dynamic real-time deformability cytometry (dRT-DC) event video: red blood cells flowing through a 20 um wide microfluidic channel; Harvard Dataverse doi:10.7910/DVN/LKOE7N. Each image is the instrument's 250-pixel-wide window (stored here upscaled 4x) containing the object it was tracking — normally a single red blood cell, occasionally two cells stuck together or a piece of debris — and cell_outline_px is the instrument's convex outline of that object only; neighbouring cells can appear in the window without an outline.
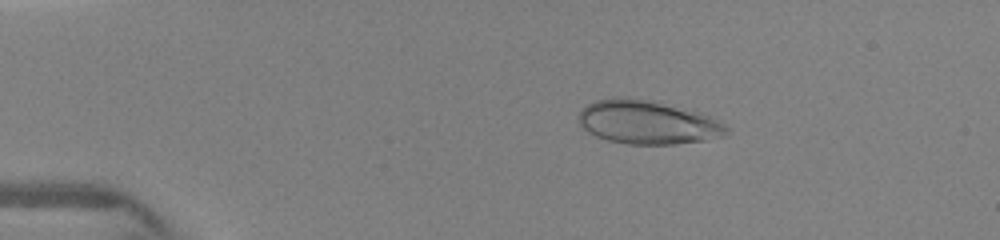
{"species": "human", "species_latin": "Homo sapiens", "temperature_condition": "warm", "stored_images_in_passage": 7, "camera_frame_rate_fps": 3000, "um_per_image_px": 0.085, "donor": {"sex": "female"}, "frame": {"image": 1, "passage_image": 2, "time_ms": 1.333, "image_size_px": [1000, 240], "cell_outline_px": [[728, 132], [720, 136], [708, 140], [676, 144], [628, 144], [608, 140], [596, 136], [588, 132], [580, 124], [576, 116], [588, 104], [596, 100], [612, 96], [628, 96], [652, 100], [696, 112], [708, 116], [724, 124], [728, 128]], "centroid_in_image_um": [54.98, 10.38], "position_along_channel_um": 30.0, "area_um2": 37.63}}
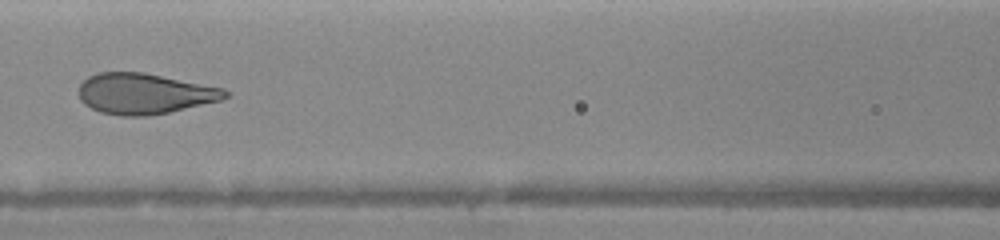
{"frame": {"image": 2, "passage_image": 6, "time_ms": 5.667, "image_size_px": [1000, 240], "cell_outline_px": [[228, 96], [220, 100], [168, 112], [148, 116], [120, 116], [100, 112], [84, 104], [80, 100], [80, 84], [88, 76], [100, 72], [144, 72], [224, 88], [228, 92]], "centroid_in_image_um": [12.26, 7.96], "position_along_channel_um": 154.3, "area_um2": 34.56}}
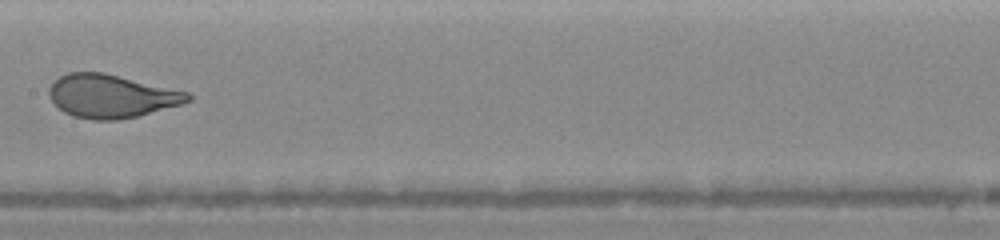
{"frame": {"image": 3, "passage_image": 7, "time_ms": 6.667, "image_size_px": [1000, 240], "cell_outline_px": [[192, 100], [180, 104], [136, 116], [116, 120], [92, 120], [76, 116], [64, 112], [48, 96], [48, 88], [60, 76], [68, 72], [104, 72], [188, 92], [192, 96]], "centroid_in_image_um": [9.45, 8.16], "position_along_channel_um": 198.0, "area_um2": 34.62}}